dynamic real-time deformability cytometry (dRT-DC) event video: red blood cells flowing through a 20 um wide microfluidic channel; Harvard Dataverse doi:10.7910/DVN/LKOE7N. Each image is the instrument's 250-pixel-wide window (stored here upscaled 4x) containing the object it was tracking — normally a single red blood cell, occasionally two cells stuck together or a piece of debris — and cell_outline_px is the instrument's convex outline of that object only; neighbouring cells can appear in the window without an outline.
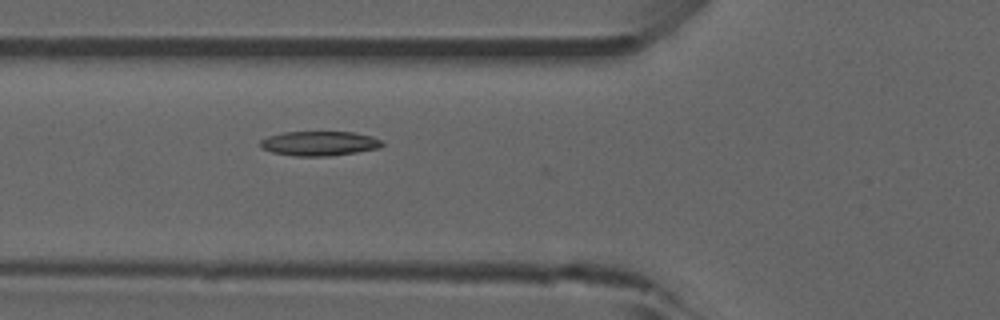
{"species": "common noctule bat (a hibernating species)", "species_latin": "Nyctalus noctula", "temperature_condition": "room temperature", "stored_images_in_passage": 31, "camera_frame_rate_fps": 3000, "um_per_image_px": 0.085, "animal": {"sex": "male", "forearm_length_mm": 52.5}, "frame": {"image": 1, "passage_image": 3, "time_ms": 0.667, "image_size_px": [1000, 320], "cell_outline_px": [[384, 144], [380, 148], [332, 156], [296, 156], [272, 152], [260, 148], [260, 140], [268, 136], [284, 132], [352, 132], [372, 136], [384, 140]], "centroid_in_image_um": [27.17, 12.19], "position_along_channel_um": 98.6, "area_um2": 17.57}}
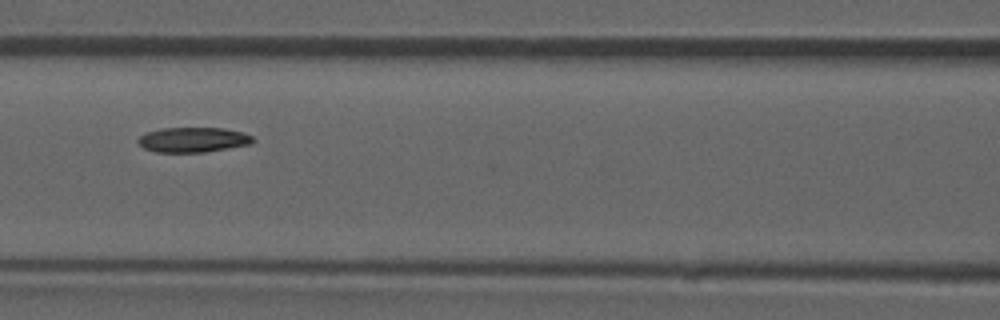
{"frame": {"image": 2, "passage_image": 7, "time_ms": 2.0, "image_size_px": [1000, 320], "cell_outline_px": [[256, 140], [252, 144], [204, 152], [156, 152], [144, 148], [136, 140], [140, 136], [148, 132], [160, 128], [224, 128], [244, 132], [252, 136]], "centroid_in_image_um": [16.45, 11.87], "position_along_channel_um": 150.2, "area_um2": 16.76}}